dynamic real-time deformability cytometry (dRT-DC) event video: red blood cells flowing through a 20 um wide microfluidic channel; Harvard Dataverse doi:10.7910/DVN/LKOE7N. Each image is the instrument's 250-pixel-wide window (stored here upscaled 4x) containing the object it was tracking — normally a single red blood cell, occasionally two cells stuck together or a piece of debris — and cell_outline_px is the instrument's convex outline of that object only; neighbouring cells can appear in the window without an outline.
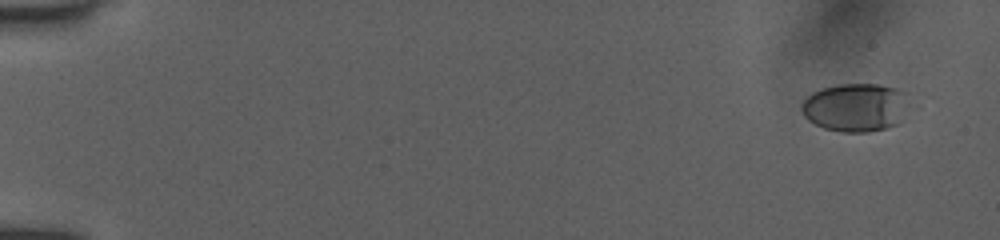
{"species": "human", "species_latin": "Homo sapiens", "temperature_condition": "room temperature", "stored_images_in_passage": 14, "camera_frame_rate_fps": 3000, "um_per_image_px": 0.085, "donor": {"sex": "female"}, "frame": {"image": 1, "passage_image": 3, "time_ms": 0.667, "image_size_px": [1000, 240], "cell_outline_px": [[920, 108], [904, 120], [888, 128], [868, 132], [844, 132], [824, 128], [808, 120], [804, 116], [800, 108], [804, 100], [812, 92], [836, 84], [876, 84], [896, 88], [908, 92]], "centroid_in_image_um": [72.96, 9.12], "position_along_channel_um": 12.0, "area_um2": 31.96}}